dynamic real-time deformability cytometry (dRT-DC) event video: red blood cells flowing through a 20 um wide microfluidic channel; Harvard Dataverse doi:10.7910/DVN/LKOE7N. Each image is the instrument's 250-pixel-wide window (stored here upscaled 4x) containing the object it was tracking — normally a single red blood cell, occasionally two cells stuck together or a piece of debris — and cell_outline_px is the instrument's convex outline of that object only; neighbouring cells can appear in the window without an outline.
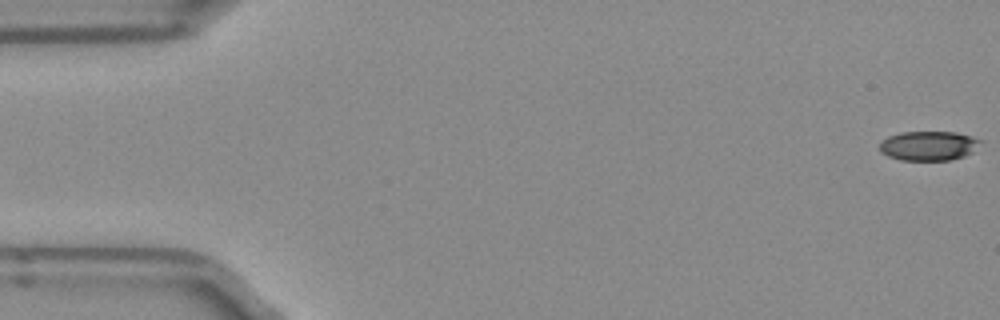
{"species": "Egyptian fruit bat (a non-hibernating species)", "species_latin": "Rousettus aegyptiacus", "temperature_condition": "room temperature", "stored_images_in_passage": 5, "camera_frame_rate_fps": 3000, "um_per_image_px": 0.085, "frame": {"image": 1, "passage_image": 1, "time_ms": 0.0, "image_size_px": [1000, 320], "cell_outline_px": [[984, 140], [972, 152], [964, 156], [948, 160], [900, 160], [888, 156], [880, 152], [880, 140], [888, 136], [900, 132], [956, 132], [972, 136]], "centroid_in_image_um": [78.93, 12.38], "position_along_channel_um": 6.1, "area_um2": 17.46}}
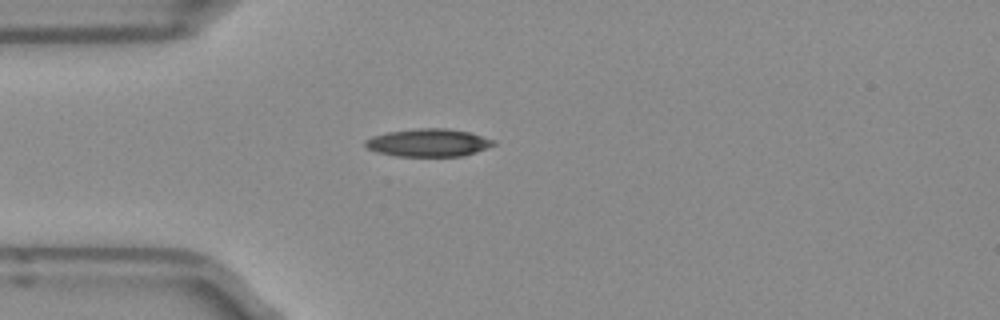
{"frame": {"image": 2, "passage_image": 5, "time_ms": 1.333, "image_size_px": [1000, 320], "cell_outline_px": [[496, 144], [476, 152], [464, 156], [396, 156], [376, 152], [368, 148], [364, 144], [364, 140], [372, 136], [388, 132], [416, 128], [444, 128], [468, 132], [496, 140]], "centroid_in_image_um": [36.41, 12.13], "position_along_channel_um": 48.6, "area_um2": 20.81}}